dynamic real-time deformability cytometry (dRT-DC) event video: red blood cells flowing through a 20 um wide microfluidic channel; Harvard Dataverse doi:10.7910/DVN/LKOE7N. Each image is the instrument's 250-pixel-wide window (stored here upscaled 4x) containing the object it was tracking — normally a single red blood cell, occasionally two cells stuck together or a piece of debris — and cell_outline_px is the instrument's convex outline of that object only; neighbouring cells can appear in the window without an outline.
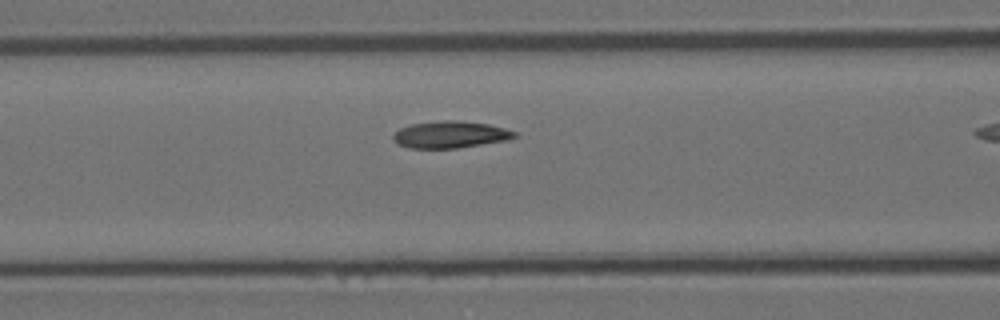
{"species": "Egyptian fruit bat (a non-hibernating species)", "species_latin": "Rousettus aegyptiacus", "temperature_condition": "room temperature", "stored_images_in_passage": 20, "camera_frame_rate_fps": 3000, "um_per_image_px": 0.085, "animal": {"sex": "female"}, "frame": {"image": 1, "passage_image": 15, "time_ms": 4.667, "image_size_px": [1000, 320], "cell_outline_px": [[516, 136], [508, 140], [456, 148], [408, 148], [392, 140], [392, 136], [400, 128], [412, 124], [444, 120], [456, 120], [488, 124], [504, 128], [516, 132]], "centroid_in_image_um": [38.27, 11.44], "position_along_channel_um": 128.3, "area_um2": 18.84}}